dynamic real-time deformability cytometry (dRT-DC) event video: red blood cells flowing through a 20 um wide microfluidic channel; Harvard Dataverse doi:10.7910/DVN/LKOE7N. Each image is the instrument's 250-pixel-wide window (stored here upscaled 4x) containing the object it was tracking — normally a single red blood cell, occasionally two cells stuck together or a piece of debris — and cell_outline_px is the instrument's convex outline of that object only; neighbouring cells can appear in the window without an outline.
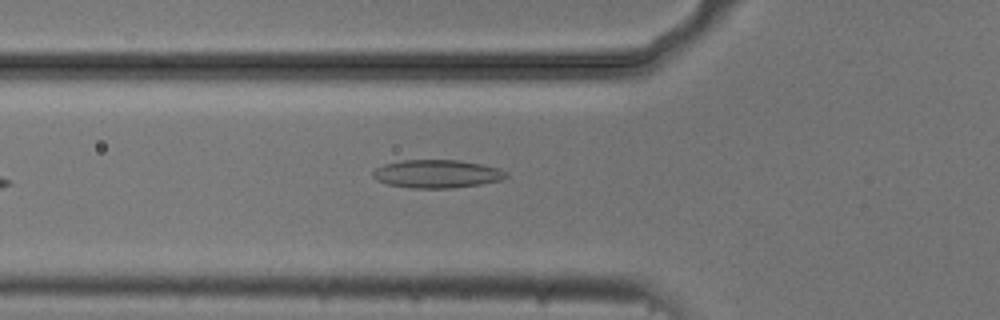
{"species": "common noctule bat (a hibernating species)", "species_latin": "Nyctalus noctula", "temperature_condition": "cold", "stored_images_in_passage": 6, "camera_frame_rate_fps": 3000, "um_per_image_px": 0.085, "animal": {"sex": "male", "body_mass_g": 20.5, "forearm_length_mm": 52.5}, "frame": {"image": 1, "passage_image": 6, "time_ms": 1.667, "image_size_px": [1000, 320], "cell_outline_px": [[508, 176], [500, 180], [480, 184], [452, 188], [412, 188], [388, 184], [376, 180], [372, 176], [372, 172], [376, 168], [384, 164], [404, 160], [460, 160], [500, 168], [508, 172]], "centroid_in_image_um": [37.14, 14.77], "position_along_channel_um": 88.7, "area_um2": 21.85}}